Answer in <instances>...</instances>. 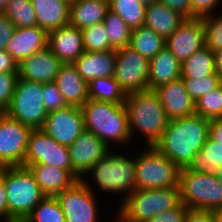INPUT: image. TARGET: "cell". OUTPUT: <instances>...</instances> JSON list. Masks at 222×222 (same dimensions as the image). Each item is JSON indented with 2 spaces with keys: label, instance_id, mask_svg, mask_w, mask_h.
Listing matches in <instances>:
<instances>
[{
  "label": "cell",
  "instance_id": "6da1fadb",
  "mask_svg": "<svg viewBox=\"0 0 222 222\" xmlns=\"http://www.w3.org/2000/svg\"><path fill=\"white\" fill-rule=\"evenodd\" d=\"M210 121L198 114L172 119L154 146L180 169L187 168L209 137Z\"/></svg>",
  "mask_w": 222,
  "mask_h": 222
},
{
  "label": "cell",
  "instance_id": "7a4b0ae2",
  "mask_svg": "<svg viewBox=\"0 0 222 222\" xmlns=\"http://www.w3.org/2000/svg\"><path fill=\"white\" fill-rule=\"evenodd\" d=\"M125 107L130 137L137 129L146 136L148 147L155 146L163 136L169 121L157 93L148 89L127 94Z\"/></svg>",
  "mask_w": 222,
  "mask_h": 222
},
{
  "label": "cell",
  "instance_id": "3957f363",
  "mask_svg": "<svg viewBox=\"0 0 222 222\" xmlns=\"http://www.w3.org/2000/svg\"><path fill=\"white\" fill-rule=\"evenodd\" d=\"M81 109L85 130L92 132L108 147L111 140L120 144L131 141L125 104L88 99Z\"/></svg>",
  "mask_w": 222,
  "mask_h": 222
},
{
  "label": "cell",
  "instance_id": "277c9868",
  "mask_svg": "<svg viewBox=\"0 0 222 222\" xmlns=\"http://www.w3.org/2000/svg\"><path fill=\"white\" fill-rule=\"evenodd\" d=\"M0 179L7 193L8 217H28L46 197L27 167H4Z\"/></svg>",
  "mask_w": 222,
  "mask_h": 222
},
{
  "label": "cell",
  "instance_id": "5b68a950",
  "mask_svg": "<svg viewBox=\"0 0 222 222\" xmlns=\"http://www.w3.org/2000/svg\"><path fill=\"white\" fill-rule=\"evenodd\" d=\"M135 158L136 189L179 188L180 168L150 146Z\"/></svg>",
  "mask_w": 222,
  "mask_h": 222
},
{
  "label": "cell",
  "instance_id": "8992f818",
  "mask_svg": "<svg viewBox=\"0 0 222 222\" xmlns=\"http://www.w3.org/2000/svg\"><path fill=\"white\" fill-rule=\"evenodd\" d=\"M179 191L180 201L189 209L214 211L222 208V185L215 172L197 173L182 168Z\"/></svg>",
  "mask_w": 222,
  "mask_h": 222
},
{
  "label": "cell",
  "instance_id": "52a82bcc",
  "mask_svg": "<svg viewBox=\"0 0 222 222\" xmlns=\"http://www.w3.org/2000/svg\"><path fill=\"white\" fill-rule=\"evenodd\" d=\"M180 202L179 188L135 189L126 200L120 202L119 213L131 222H148Z\"/></svg>",
  "mask_w": 222,
  "mask_h": 222
},
{
  "label": "cell",
  "instance_id": "ba28073f",
  "mask_svg": "<svg viewBox=\"0 0 222 222\" xmlns=\"http://www.w3.org/2000/svg\"><path fill=\"white\" fill-rule=\"evenodd\" d=\"M135 159L109 151L107 155L95 163L87 173L92 172L95 183L106 192L117 194L127 192L124 200L136 189Z\"/></svg>",
  "mask_w": 222,
  "mask_h": 222
},
{
  "label": "cell",
  "instance_id": "9c48e42d",
  "mask_svg": "<svg viewBox=\"0 0 222 222\" xmlns=\"http://www.w3.org/2000/svg\"><path fill=\"white\" fill-rule=\"evenodd\" d=\"M5 114L32 130L42 129L48 114L43 104V83L18 78Z\"/></svg>",
  "mask_w": 222,
  "mask_h": 222
},
{
  "label": "cell",
  "instance_id": "30bf717a",
  "mask_svg": "<svg viewBox=\"0 0 222 222\" xmlns=\"http://www.w3.org/2000/svg\"><path fill=\"white\" fill-rule=\"evenodd\" d=\"M31 164H45L69 171L77 180L80 177L72 168L68 146L57 143L41 129L29 134L24 167Z\"/></svg>",
  "mask_w": 222,
  "mask_h": 222
},
{
  "label": "cell",
  "instance_id": "8fae6325",
  "mask_svg": "<svg viewBox=\"0 0 222 222\" xmlns=\"http://www.w3.org/2000/svg\"><path fill=\"white\" fill-rule=\"evenodd\" d=\"M113 77L126 94L149 89V60L131 47L116 49Z\"/></svg>",
  "mask_w": 222,
  "mask_h": 222
},
{
  "label": "cell",
  "instance_id": "7c38bea8",
  "mask_svg": "<svg viewBox=\"0 0 222 222\" xmlns=\"http://www.w3.org/2000/svg\"><path fill=\"white\" fill-rule=\"evenodd\" d=\"M91 186L84 179L55 196L66 222H97V203Z\"/></svg>",
  "mask_w": 222,
  "mask_h": 222
},
{
  "label": "cell",
  "instance_id": "4fadbf2b",
  "mask_svg": "<svg viewBox=\"0 0 222 222\" xmlns=\"http://www.w3.org/2000/svg\"><path fill=\"white\" fill-rule=\"evenodd\" d=\"M32 129L6 114L0 119V165L24 166L29 134Z\"/></svg>",
  "mask_w": 222,
  "mask_h": 222
},
{
  "label": "cell",
  "instance_id": "5bb4252c",
  "mask_svg": "<svg viewBox=\"0 0 222 222\" xmlns=\"http://www.w3.org/2000/svg\"><path fill=\"white\" fill-rule=\"evenodd\" d=\"M41 130L57 143L70 146L85 130L81 107L68 106L48 113Z\"/></svg>",
  "mask_w": 222,
  "mask_h": 222
},
{
  "label": "cell",
  "instance_id": "9a60e30c",
  "mask_svg": "<svg viewBox=\"0 0 222 222\" xmlns=\"http://www.w3.org/2000/svg\"><path fill=\"white\" fill-rule=\"evenodd\" d=\"M205 46V30L202 18L185 19L166 38V48L180 62H184Z\"/></svg>",
  "mask_w": 222,
  "mask_h": 222
},
{
  "label": "cell",
  "instance_id": "2e32d148",
  "mask_svg": "<svg viewBox=\"0 0 222 222\" xmlns=\"http://www.w3.org/2000/svg\"><path fill=\"white\" fill-rule=\"evenodd\" d=\"M68 149L72 168L82 178L81 175L87 174V171L110 151V147L87 130H84Z\"/></svg>",
  "mask_w": 222,
  "mask_h": 222
},
{
  "label": "cell",
  "instance_id": "e0dca14e",
  "mask_svg": "<svg viewBox=\"0 0 222 222\" xmlns=\"http://www.w3.org/2000/svg\"><path fill=\"white\" fill-rule=\"evenodd\" d=\"M154 91L168 120L183 118L196 114L195 102L185 90L182 79L163 84Z\"/></svg>",
  "mask_w": 222,
  "mask_h": 222
},
{
  "label": "cell",
  "instance_id": "ac0fdd59",
  "mask_svg": "<svg viewBox=\"0 0 222 222\" xmlns=\"http://www.w3.org/2000/svg\"><path fill=\"white\" fill-rule=\"evenodd\" d=\"M48 47L62 64H73L84 52L82 29L67 24L49 31Z\"/></svg>",
  "mask_w": 222,
  "mask_h": 222
},
{
  "label": "cell",
  "instance_id": "d6986e66",
  "mask_svg": "<svg viewBox=\"0 0 222 222\" xmlns=\"http://www.w3.org/2000/svg\"><path fill=\"white\" fill-rule=\"evenodd\" d=\"M61 65V61L47 46L18 64V76L39 83L53 82Z\"/></svg>",
  "mask_w": 222,
  "mask_h": 222
},
{
  "label": "cell",
  "instance_id": "ffe728a7",
  "mask_svg": "<svg viewBox=\"0 0 222 222\" xmlns=\"http://www.w3.org/2000/svg\"><path fill=\"white\" fill-rule=\"evenodd\" d=\"M48 46V32L38 26L16 28L6 51L17 64Z\"/></svg>",
  "mask_w": 222,
  "mask_h": 222
},
{
  "label": "cell",
  "instance_id": "44dd1931",
  "mask_svg": "<svg viewBox=\"0 0 222 222\" xmlns=\"http://www.w3.org/2000/svg\"><path fill=\"white\" fill-rule=\"evenodd\" d=\"M73 65L87 83L95 78L113 76L116 66V50L84 51Z\"/></svg>",
  "mask_w": 222,
  "mask_h": 222
},
{
  "label": "cell",
  "instance_id": "7402d4cb",
  "mask_svg": "<svg viewBox=\"0 0 222 222\" xmlns=\"http://www.w3.org/2000/svg\"><path fill=\"white\" fill-rule=\"evenodd\" d=\"M69 106L82 107L88 98V83L73 64H62L54 81Z\"/></svg>",
  "mask_w": 222,
  "mask_h": 222
},
{
  "label": "cell",
  "instance_id": "603a6c76",
  "mask_svg": "<svg viewBox=\"0 0 222 222\" xmlns=\"http://www.w3.org/2000/svg\"><path fill=\"white\" fill-rule=\"evenodd\" d=\"M27 168L46 196L55 197L72 186L77 179L67 170L45 164H31Z\"/></svg>",
  "mask_w": 222,
  "mask_h": 222
},
{
  "label": "cell",
  "instance_id": "cb8c5ba5",
  "mask_svg": "<svg viewBox=\"0 0 222 222\" xmlns=\"http://www.w3.org/2000/svg\"><path fill=\"white\" fill-rule=\"evenodd\" d=\"M37 17V26L47 32L69 24V0H31Z\"/></svg>",
  "mask_w": 222,
  "mask_h": 222
},
{
  "label": "cell",
  "instance_id": "d4e9b609",
  "mask_svg": "<svg viewBox=\"0 0 222 222\" xmlns=\"http://www.w3.org/2000/svg\"><path fill=\"white\" fill-rule=\"evenodd\" d=\"M181 78V63L165 47L149 60V90Z\"/></svg>",
  "mask_w": 222,
  "mask_h": 222
},
{
  "label": "cell",
  "instance_id": "484cf974",
  "mask_svg": "<svg viewBox=\"0 0 222 222\" xmlns=\"http://www.w3.org/2000/svg\"><path fill=\"white\" fill-rule=\"evenodd\" d=\"M108 10V0H72L69 24L84 29L94 23H102Z\"/></svg>",
  "mask_w": 222,
  "mask_h": 222
},
{
  "label": "cell",
  "instance_id": "4316f807",
  "mask_svg": "<svg viewBox=\"0 0 222 222\" xmlns=\"http://www.w3.org/2000/svg\"><path fill=\"white\" fill-rule=\"evenodd\" d=\"M184 20L185 18L183 16L164 4L154 2L146 6L144 26L152 29L165 39L168 38Z\"/></svg>",
  "mask_w": 222,
  "mask_h": 222
},
{
  "label": "cell",
  "instance_id": "83f0119b",
  "mask_svg": "<svg viewBox=\"0 0 222 222\" xmlns=\"http://www.w3.org/2000/svg\"><path fill=\"white\" fill-rule=\"evenodd\" d=\"M214 72L215 54L206 45L181 63V79H201Z\"/></svg>",
  "mask_w": 222,
  "mask_h": 222
},
{
  "label": "cell",
  "instance_id": "f1b7e54d",
  "mask_svg": "<svg viewBox=\"0 0 222 222\" xmlns=\"http://www.w3.org/2000/svg\"><path fill=\"white\" fill-rule=\"evenodd\" d=\"M166 46V39L150 28L140 26L132 29L129 47L144 58L151 60Z\"/></svg>",
  "mask_w": 222,
  "mask_h": 222
},
{
  "label": "cell",
  "instance_id": "f546056e",
  "mask_svg": "<svg viewBox=\"0 0 222 222\" xmlns=\"http://www.w3.org/2000/svg\"><path fill=\"white\" fill-rule=\"evenodd\" d=\"M220 167H222V144L209 136L187 169L197 173H212Z\"/></svg>",
  "mask_w": 222,
  "mask_h": 222
},
{
  "label": "cell",
  "instance_id": "4dcf8cb0",
  "mask_svg": "<svg viewBox=\"0 0 222 222\" xmlns=\"http://www.w3.org/2000/svg\"><path fill=\"white\" fill-rule=\"evenodd\" d=\"M126 95L113 76L95 78L88 83V98L91 100L125 104Z\"/></svg>",
  "mask_w": 222,
  "mask_h": 222
},
{
  "label": "cell",
  "instance_id": "1f68e13d",
  "mask_svg": "<svg viewBox=\"0 0 222 222\" xmlns=\"http://www.w3.org/2000/svg\"><path fill=\"white\" fill-rule=\"evenodd\" d=\"M109 9L119 15L131 28L144 26L146 7L137 0H108Z\"/></svg>",
  "mask_w": 222,
  "mask_h": 222
},
{
  "label": "cell",
  "instance_id": "d6a6232c",
  "mask_svg": "<svg viewBox=\"0 0 222 222\" xmlns=\"http://www.w3.org/2000/svg\"><path fill=\"white\" fill-rule=\"evenodd\" d=\"M103 23L108 31L110 46L114 50L129 46L132 29L119 15L109 9Z\"/></svg>",
  "mask_w": 222,
  "mask_h": 222
},
{
  "label": "cell",
  "instance_id": "836d02e7",
  "mask_svg": "<svg viewBox=\"0 0 222 222\" xmlns=\"http://www.w3.org/2000/svg\"><path fill=\"white\" fill-rule=\"evenodd\" d=\"M3 12L16 28L37 26V17L31 0H9Z\"/></svg>",
  "mask_w": 222,
  "mask_h": 222
},
{
  "label": "cell",
  "instance_id": "e575fe53",
  "mask_svg": "<svg viewBox=\"0 0 222 222\" xmlns=\"http://www.w3.org/2000/svg\"><path fill=\"white\" fill-rule=\"evenodd\" d=\"M104 23H94L82 29L84 51L99 52L114 50L110 46L109 35Z\"/></svg>",
  "mask_w": 222,
  "mask_h": 222
},
{
  "label": "cell",
  "instance_id": "d590c367",
  "mask_svg": "<svg viewBox=\"0 0 222 222\" xmlns=\"http://www.w3.org/2000/svg\"><path fill=\"white\" fill-rule=\"evenodd\" d=\"M196 114L211 121L222 119V83L195 102Z\"/></svg>",
  "mask_w": 222,
  "mask_h": 222
},
{
  "label": "cell",
  "instance_id": "8d00e7d4",
  "mask_svg": "<svg viewBox=\"0 0 222 222\" xmlns=\"http://www.w3.org/2000/svg\"><path fill=\"white\" fill-rule=\"evenodd\" d=\"M28 218L31 222H66L58 200L49 196L39 202Z\"/></svg>",
  "mask_w": 222,
  "mask_h": 222
},
{
  "label": "cell",
  "instance_id": "74e56055",
  "mask_svg": "<svg viewBox=\"0 0 222 222\" xmlns=\"http://www.w3.org/2000/svg\"><path fill=\"white\" fill-rule=\"evenodd\" d=\"M182 81L185 90L189 93L194 102L217 88L222 83L220 76L216 72L201 79H182Z\"/></svg>",
  "mask_w": 222,
  "mask_h": 222
},
{
  "label": "cell",
  "instance_id": "f35d334b",
  "mask_svg": "<svg viewBox=\"0 0 222 222\" xmlns=\"http://www.w3.org/2000/svg\"><path fill=\"white\" fill-rule=\"evenodd\" d=\"M205 30V45L212 51L222 48V15L202 18Z\"/></svg>",
  "mask_w": 222,
  "mask_h": 222
},
{
  "label": "cell",
  "instance_id": "ab89813d",
  "mask_svg": "<svg viewBox=\"0 0 222 222\" xmlns=\"http://www.w3.org/2000/svg\"><path fill=\"white\" fill-rule=\"evenodd\" d=\"M43 104L47 113L69 106L54 81L43 83Z\"/></svg>",
  "mask_w": 222,
  "mask_h": 222
},
{
  "label": "cell",
  "instance_id": "60d3db41",
  "mask_svg": "<svg viewBox=\"0 0 222 222\" xmlns=\"http://www.w3.org/2000/svg\"><path fill=\"white\" fill-rule=\"evenodd\" d=\"M18 78V72L0 73V109L4 112L10 106Z\"/></svg>",
  "mask_w": 222,
  "mask_h": 222
},
{
  "label": "cell",
  "instance_id": "b9f144b4",
  "mask_svg": "<svg viewBox=\"0 0 222 222\" xmlns=\"http://www.w3.org/2000/svg\"><path fill=\"white\" fill-rule=\"evenodd\" d=\"M188 207L180 202L176 207L163 211L148 222H184Z\"/></svg>",
  "mask_w": 222,
  "mask_h": 222
},
{
  "label": "cell",
  "instance_id": "7bdbcfd3",
  "mask_svg": "<svg viewBox=\"0 0 222 222\" xmlns=\"http://www.w3.org/2000/svg\"><path fill=\"white\" fill-rule=\"evenodd\" d=\"M221 0H191V18L211 16Z\"/></svg>",
  "mask_w": 222,
  "mask_h": 222
},
{
  "label": "cell",
  "instance_id": "ee69618b",
  "mask_svg": "<svg viewBox=\"0 0 222 222\" xmlns=\"http://www.w3.org/2000/svg\"><path fill=\"white\" fill-rule=\"evenodd\" d=\"M16 27L4 12H0V50H5Z\"/></svg>",
  "mask_w": 222,
  "mask_h": 222
},
{
  "label": "cell",
  "instance_id": "f6af8a7d",
  "mask_svg": "<svg viewBox=\"0 0 222 222\" xmlns=\"http://www.w3.org/2000/svg\"><path fill=\"white\" fill-rule=\"evenodd\" d=\"M156 2L166 5L185 19H191V0H156Z\"/></svg>",
  "mask_w": 222,
  "mask_h": 222
},
{
  "label": "cell",
  "instance_id": "bcb514c9",
  "mask_svg": "<svg viewBox=\"0 0 222 222\" xmlns=\"http://www.w3.org/2000/svg\"><path fill=\"white\" fill-rule=\"evenodd\" d=\"M184 222H213L212 211L188 209Z\"/></svg>",
  "mask_w": 222,
  "mask_h": 222
},
{
  "label": "cell",
  "instance_id": "7dc6e473",
  "mask_svg": "<svg viewBox=\"0 0 222 222\" xmlns=\"http://www.w3.org/2000/svg\"><path fill=\"white\" fill-rule=\"evenodd\" d=\"M4 72H18V64L6 50H0V73Z\"/></svg>",
  "mask_w": 222,
  "mask_h": 222
},
{
  "label": "cell",
  "instance_id": "c3c4849f",
  "mask_svg": "<svg viewBox=\"0 0 222 222\" xmlns=\"http://www.w3.org/2000/svg\"><path fill=\"white\" fill-rule=\"evenodd\" d=\"M209 136L219 144H222V119H214L209 124Z\"/></svg>",
  "mask_w": 222,
  "mask_h": 222
},
{
  "label": "cell",
  "instance_id": "681fc988",
  "mask_svg": "<svg viewBox=\"0 0 222 222\" xmlns=\"http://www.w3.org/2000/svg\"><path fill=\"white\" fill-rule=\"evenodd\" d=\"M4 182L0 179V217L4 220L8 217L7 195Z\"/></svg>",
  "mask_w": 222,
  "mask_h": 222
},
{
  "label": "cell",
  "instance_id": "f907efd6",
  "mask_svg": "<svg viewBox=\"0 0 222 222\" xmlns=\"http://www.w3.org/2000/svg\"><path fill=\"white\" fill-rule=\"evenodd\" d=\"M215 54V70L216 73L220 76L222 82V48L214 51Z\"/></svg>",
  "mask_w": 222,
  "mask_h": 222
},
{
  "label": "cell",
  "instance_id": "816d5d0a",
  "mask_svg": "<svg viewBox=\"0 0 222 222\" xmlns=\"http://www.w3.org/2000/svg\"><path fill=\"white\" fill-rule=\"evenodd\" d=\"M3 222H31V221L28 217L10 216L4 219Z\"/></svg>",
  "mask_w": 222,
  "mask_h": 222
},
{
  "label": "cell",
  "instance_id": "f5cc1de1",
  "mask_svg": "<svg viewBox=\"0 0 222 222\" xmlns=\"http://www.w3.org/2000/svg\"><path fill=\"white\" fill-rule=\"evenodd\" d=\"M213 222H222V208L212 211Z\"/></svg>",
  "mask_w": 222,
  "mask_h": 222
},
{
  "label": "cell",
  "instance_id": "db71d44e",
  "mask_svg": "<svg viewBox=\"0 0 222 222\" xmlns=\"http://www.w3.org/2000/svg\"><path fill=\"white\" fill-rule=\"evenodd\" d=\"M137 2L146 7V6L150 5L151 3L156 2V0H137Z\"/></svg>",
  "mask_w": 222,
  "mask_h": 222
},
{
  "label": "cell",
  "instance_id": "11a10c76",
  "mask_svg": "<svg viewBox=\"0 0 222 222\" xmlns=\"http://www.w3.org/2000/svg\"><path fill=\"white\" fill-rule=\"evenodd\" d=\"M215 174H216V176H217V178H218V181L221 183V185H222V167H220L219 169H217L216 171H215Z\"/></svg>",
  "mask_w": 222,
  "mask_h": 222
},
{
  "label": "cell",
  "instance_id": "9f6ffc18",
  "mask_svg": "<svg viewBox=\"0 0 222 222\" xmlns=\"http://www.w3.org/2000/svg\"><path fill=\"white\" fill-rule=\"evenodd\" d=\"M9 0H0V12H3Z\"/></svg>",
  "mask_w": 222,
  "mask_h": 222
},
{
  "label": "cell",
  "instance_id": "6f0895ef",
  "mask_svg": "<svg viewBox=\"0 0 222 222\" xmlns=\"http://www.w3.org/2000/svg\"><path fill=\"white\" fill-rule=\"evenodd\" d=\"M119 218H117L116 222H131L128 221L123 215H121L120 213H118Z\"/></svg>",
  "mask_w": 222,
  "mask_h": 222
},
{
  "label": "cell",
  "instance_id": "680465c9",
  "mask_svg": "<svg viewBox=\"0 0 222 222\" xmlns=\"http://www.w3.org/2000/svg\"><path fill=\"white\" fill-rule=\"evenodd\" d=\"M4 114H5V112L0 109V119L2 118V116H3Z\"/></svg>",
  "mask_w": 222,
  "mask_h": 222
},
{
  "label": "cell",
  "instance_id": "91938a15",
  "mask_svg": "<svg viewBox=\"0 0 222 222\" xmlns=\"http://www.w3.org/2000/svg\"><path fill=\"white\" fill-rule=\"evenodd\" d=\"M3 168L4 167L0 165V175H1V172H2Z\"/></svg>",
  "mask_w": 222,
  "mask_h": 222
}]
</instances>
